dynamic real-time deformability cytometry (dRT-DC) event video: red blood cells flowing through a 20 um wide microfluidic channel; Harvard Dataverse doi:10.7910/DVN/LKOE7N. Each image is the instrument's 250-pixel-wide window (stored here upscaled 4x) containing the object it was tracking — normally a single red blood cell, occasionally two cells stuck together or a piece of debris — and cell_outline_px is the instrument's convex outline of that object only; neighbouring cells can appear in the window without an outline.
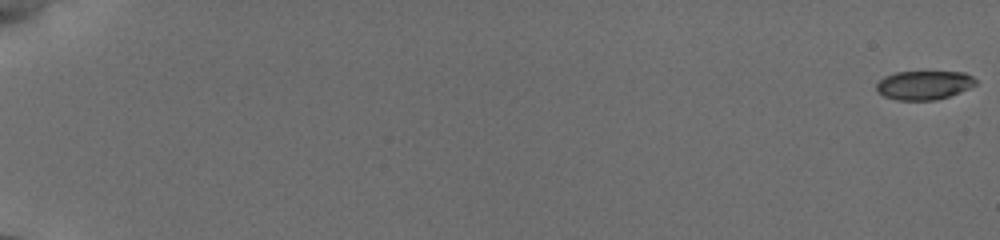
{"species": "common noctule bat (a hibernating species)", "species_latin": "Nyctalus noctula", "temperature_condition": "cold", "stored_images_in_passage": 35, "camera_frame_rate_fps": 3000, "um_per_image_px": 0.085, "animal": {"sex": "female", "body_mass_g": 19.5, "forearm_length_mm": 54.1}, "frame": {"image": 1, "passage_image": 1, "time_ms": 0.0, "image_size_px": [1000, 240], "cell_outline_px": [[976, 84], [968, 88], [948, 96], [936, 100], [896, 100], [884, 96], [876, 88], [876, 84], [884, 76], [896, 72], [964, 72], [972, 76], [976, 80]], "centroid_in_image_um": [78.52, 7.23], "position_along_channel_um": 6.5, "area_um2": 16.53}}
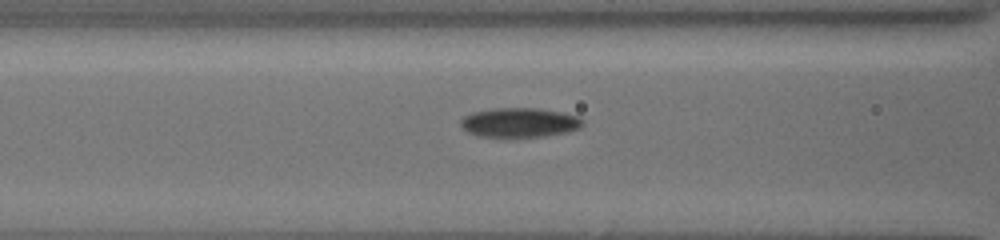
{"frame": {"image": 2, "passage_image": 30, "time_ms": 8.667, "image_size_px": [1000, 240], "cell_outline_px": [[584, 124], [580, 128], [568, 132], [544, 136], [480, 136], [468, 132], [460, 124], [460, 120], [464, 116], [472, 112], [496, 108], [536, 108], [560, 112], [576, 116], [584, 120]], "centroid_in_image_um": [44.17, 10.41], "position_along_channel_um": 122.4, "area_um2": 20.69}}
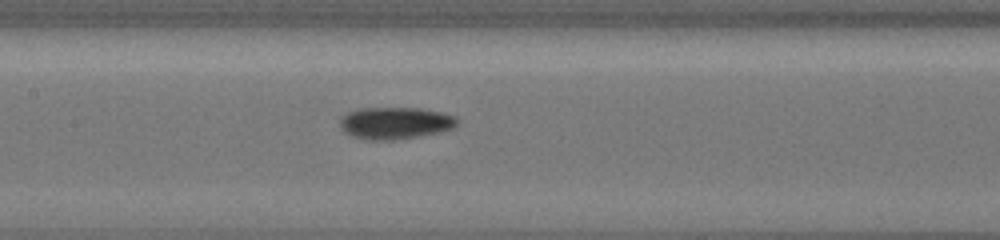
{"frame": {"image": 3, "passage_image": 35, "time_ms": 10.0, "image_size_px": [1000, 240], "cell_outline_px": [[456, 124], [452, 128], [440, 132], [392, 140], [368, 140], [352, 136], [340, 124], [340, 116], [348, 112], [360, 108], [420, 108], [440, 112], [456, 116]], "centroid_in_image_um": [33.58, 10.45], "position_along_channel_um": 173.8, "area_um2": 21.56}}